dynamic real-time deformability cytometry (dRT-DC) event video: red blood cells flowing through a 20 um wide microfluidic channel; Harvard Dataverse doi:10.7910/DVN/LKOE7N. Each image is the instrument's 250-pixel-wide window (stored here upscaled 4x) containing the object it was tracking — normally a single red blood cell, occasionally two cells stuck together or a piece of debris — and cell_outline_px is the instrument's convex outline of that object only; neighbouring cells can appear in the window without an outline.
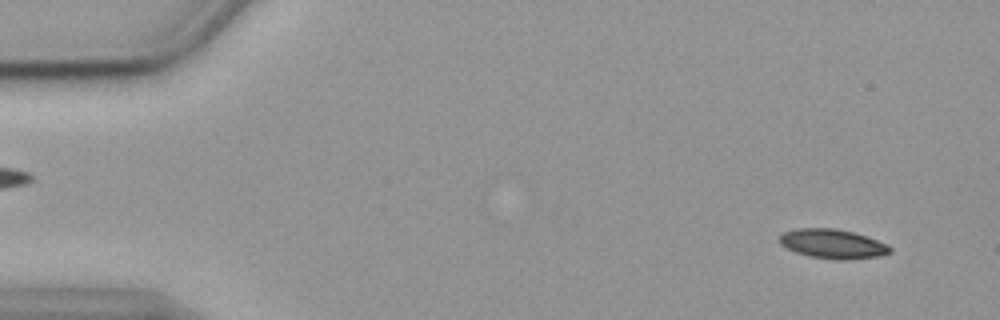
{"species": "common noctule bat (a hibernating species)", "species_latin": "Nyctalus noctula", "temperature_condition": "cold", "stored_images_in_passage": 55, "camera_frame_rate_fps": 3000, "um_per_image_px": 0.085, "animal": {"sex": "female", "body_mass_g": 19.9}, "frame": {"image": 1, "passage_image": 3, "time_ms": 0.667, "image_size_px": [1000, 320], "cell_outline_px": [[892, 252], [880, 256], [844, 260], [836, 260], [808, 256], [796, 252], [780, 244], [780, 236], [784, 232], [796, 228], [836, 228], [868, 236], [888, 244], [892, 248]], "centroid_in_image_um": [70.82, 20.73], "position_along_channel_um": 14.2, "area_um2": 19.02}}
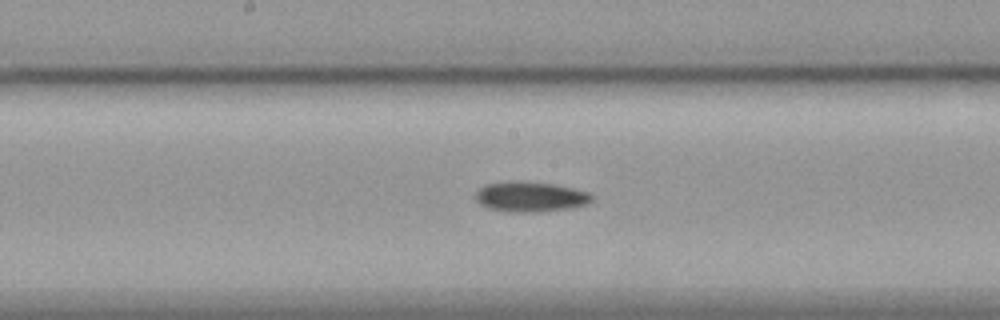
{"frame": {"image": 2, "passage_image": 28, "time_ms": 9.0, "image_size_px": [1000, 320], "cell_outline_px": [[592, 200], [588, 204], [568, 208], [540, 212], [504, 212], [488, 208], [480, 204], [476, 200], [476, 192], [480, 188], [488, 184], [552, 184], [572, 188], [588, 192], [592, 196]], "centroid_in_image_um": [45.11, 16.79], "position_along_channel_um": 203.1, "area_um2": 19.48}}
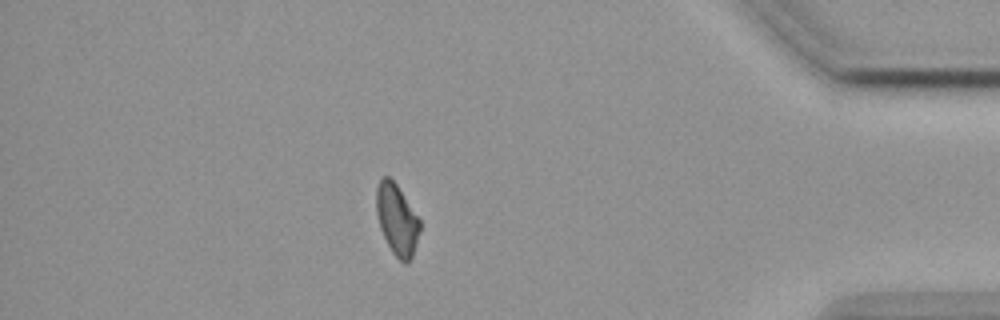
{"frame": {"image": 3, "passage_image": 48, "time_ms": 15.667, "image_size_px": [1000, 320], "cell_outline_px": [[420, 232], [412, 256], [408, 264], [404, 264], [392, 252], [380, 228], [376, 212], [376, 188], [380, 180], [384, 176], [388, 176], [396, 184], [420, 220]], "centroid_in_image_um": [33.73, 18.68], "position_along_channel_um": 401.5, "area_um2": 17.8}}